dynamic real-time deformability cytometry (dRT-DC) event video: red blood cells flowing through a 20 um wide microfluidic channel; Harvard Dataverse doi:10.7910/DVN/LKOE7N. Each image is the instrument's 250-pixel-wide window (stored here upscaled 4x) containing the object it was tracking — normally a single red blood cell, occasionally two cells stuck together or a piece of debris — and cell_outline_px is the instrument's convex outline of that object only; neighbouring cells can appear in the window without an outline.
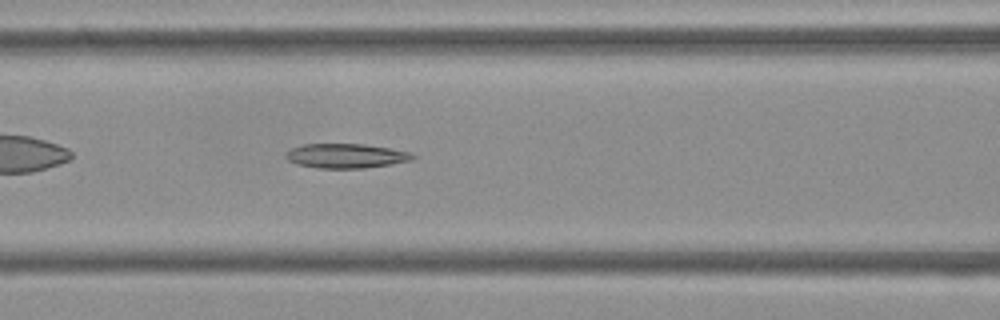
{"species": "Egyptian fruit bat (a non-hibernating species)", "species_latin": "Rousettus aegyptiacus", "temperature_condition": "cold", "stored_images_in_passage": 40, "camera_frame_rate_fps": 3000, "um_per_image_px": 0.085, "frame": {"image": 1, "passage_image": 9, "time_ms": 2.667, "image_size_px": [1000, 320], "cell_outline_px": [[416, 156], [412, 160], [364, 168], [316, 168], [296, 164], [288, 160], [284, 156], [284, 152], [292, 148], [304, 144], [364, 144], [412, 152]], "centroid_in_image_um": [29.37, 13.24], "position_along_channel_um": 137.2, "area_um2": 18.09}}
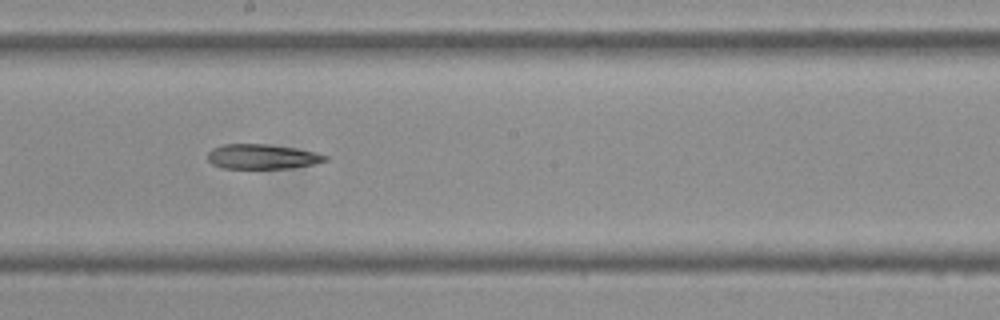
{"frame": {"image": 2, "passage_image": 16, "time_ms": 5.0, "image_size_px": [1000, 320], "cell_outline_px": [[328, 160], [312, 164], [292, 168], [224, 168], [212, 164], [208, 160], [208, 152], [212, 148], [224, 144], [264, 144], [296, 148], [316, 152], [328, 156]], "centroid_in_image_um": [22.29, 13.31], "position_along_channel_um": 225.9, "area_um2": 16.94}}
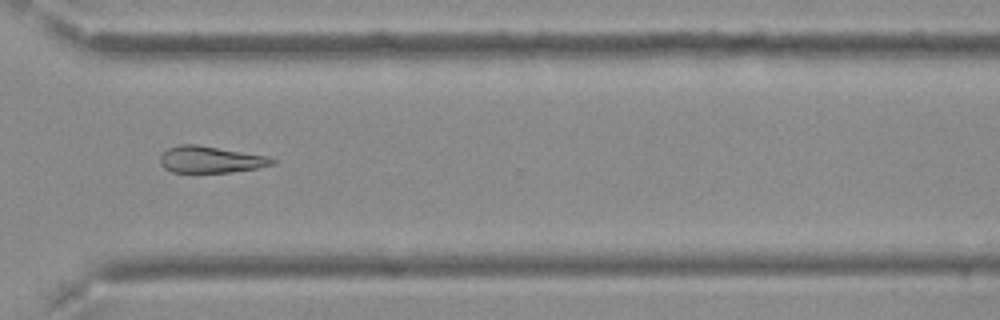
{"frame": {"image": 3, "passage_image": 26, "time_ms": 8.333, "image_size_px": [1000, 320], "cell_outline_px": [[276, 164], [256, 168], [228, 172], [172, 172], [164, 168], [160, 164], [160, 156], [168, 148], [180, 144], [196, 144], [268, 156], [276, 160]], "centroid_in_image_um": [17.89, 13.56], "position_along_channel_um": 352.7, "area_um2": 17.34}}